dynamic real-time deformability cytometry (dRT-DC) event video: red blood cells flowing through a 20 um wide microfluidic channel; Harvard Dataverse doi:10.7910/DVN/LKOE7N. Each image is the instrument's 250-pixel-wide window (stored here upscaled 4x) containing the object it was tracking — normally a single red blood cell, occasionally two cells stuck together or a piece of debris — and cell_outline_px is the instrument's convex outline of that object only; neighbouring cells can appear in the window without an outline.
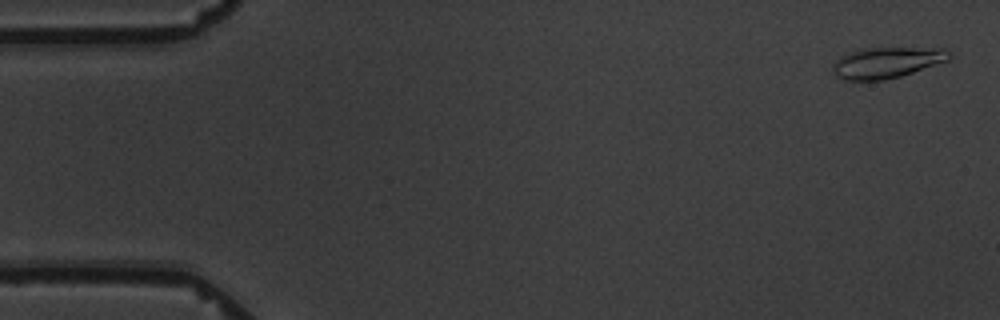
{"species": "common noctule bat (a hibernating species)", "species_latin": "Nyctalus noctula", "temperature_condition": "warm", "stored_images_in_passage": 9, "camera_frame_rate_fps": 3000, "um_per_image_px": 0.085, "animal": {"sex": "male", "body_mass_g": 19.5, "forearm_length_mm": 54.6}, "frame": {"image": 1, "passage_image": 1, "time_ms": 0.0, "image_size_px": [1000, 320], "cell_outline_px": [[952, 56], [948, 60], [900, 76], [884, 80], [844, 80], [836, 76], [832, 72], [832, 64], [840, 56], [860, 48], [944, 48], [952, 52]], "centroid_in_image_um": [75.34, 5.31], "position_along_channel_um": 9.7, "area_um2": 21.04}}
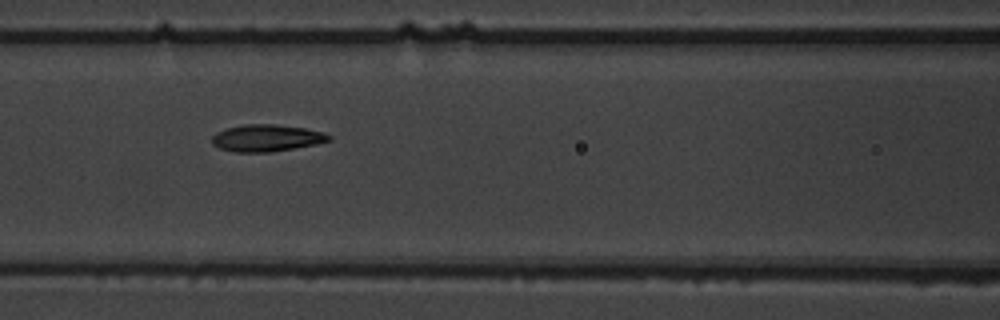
{"frame": {"image": 2, "passage_image": 7, "time_ms": 7.667, "image_size_px": [1000, 320], "cell_outline_px": [[332, 140], [316, 144], [268, 152], [232, 152], [220, 148], [212, 144], [212, 136], [216, 132], [228, 128], [244, 124], [276, 124], [304, 128], [324, 132], [332, 136]], "centroid_in_image_um": [22.66, 11.72], "position_along_channel_um": 143.9, "area_um2": 18.32}}
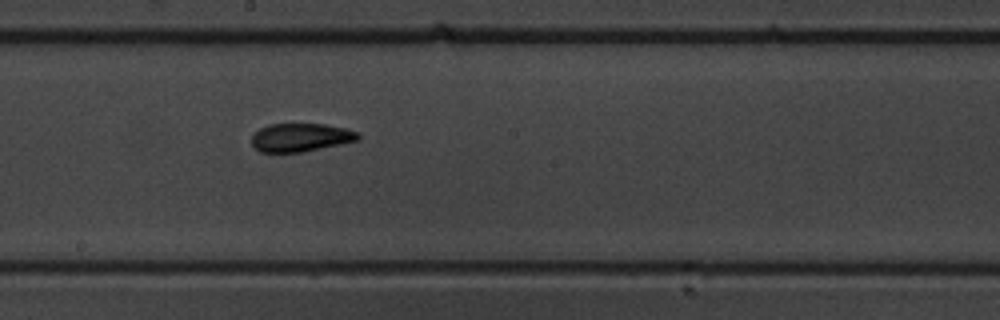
{"frame": {"image": 3, "passage_image": 9, "time_ms": 10.0, "image_size_px": [1000, 320], "cell_outline_px": [[360, 140], [304, 152], [260, 152], [252, 144], [252, 136], [260, 128], [268, 124], [324, 124], [344, 128], [356, 132], [360, 136]], "centroid_in_image_um": [25.56, 11.69], "position_along_channel_um": 222.6, "area_um2": 17.51}}